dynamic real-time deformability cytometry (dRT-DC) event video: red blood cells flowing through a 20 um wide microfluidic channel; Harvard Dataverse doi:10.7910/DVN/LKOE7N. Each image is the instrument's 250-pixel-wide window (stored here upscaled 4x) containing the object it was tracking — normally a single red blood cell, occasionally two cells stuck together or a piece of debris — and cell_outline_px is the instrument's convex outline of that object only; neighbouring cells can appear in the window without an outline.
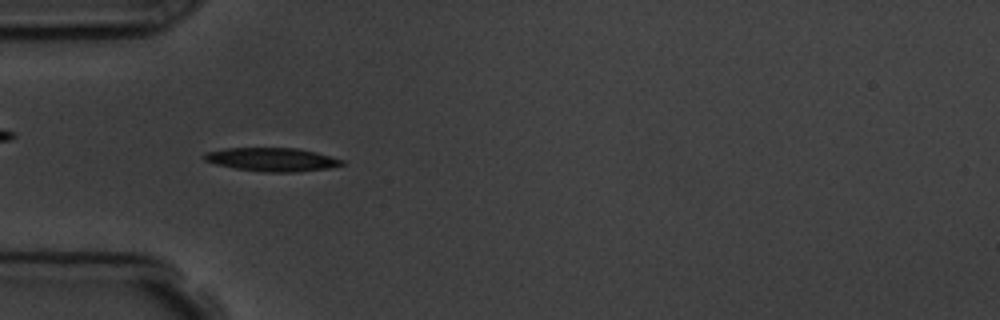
{"species": "common noctule bat (a hibernating species)", "species_latin": "Nyctalus noctula", "temperature_condition": "room temperature", "stored_images_in_passage": 6, "camera_frame_rate_fps": 3000, "um_per_image_px": 0.085, "animal": {"sex": "male", "body_mass_g": 19.5, "forearm_length_mm": 54.6}, "frame": {"image": 1, "passage_image": 5, "time_ms": 5.333, "image_size_px": [1000, 320], "cell_outline_px": [[344, 164], [328, 168], [292, 172], [264, 172], [236, 168], [216, 164], [204, 160], [200, 156], [204, 152], [224, 148], [296, 148], [316, 152], [344, 160]], "centroid_in_image_um": [23.06, 13.55], "position_along_channel_um": 61.9, "area_um2": 18.84}}